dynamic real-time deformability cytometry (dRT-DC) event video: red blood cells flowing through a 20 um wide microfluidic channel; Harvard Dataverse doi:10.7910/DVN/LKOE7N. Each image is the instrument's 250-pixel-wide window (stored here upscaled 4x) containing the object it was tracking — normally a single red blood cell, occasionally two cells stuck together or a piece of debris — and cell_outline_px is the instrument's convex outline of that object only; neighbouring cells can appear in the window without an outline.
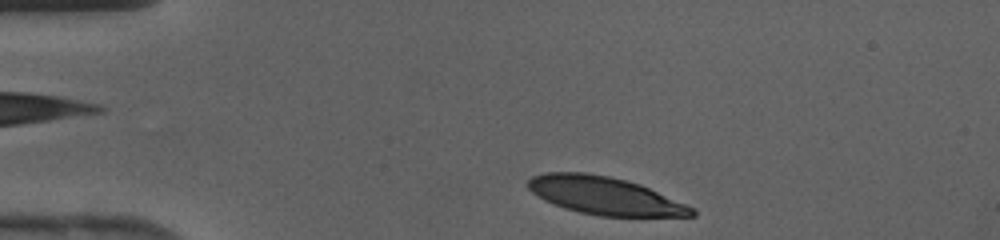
{"species": "human", "species_latin": "Homo sapiens", "temperature_condition": "cold", "stored_images_in_passage": 35, "camera_frame_rate_fps": 3000, "um_per_image_px": 0.085, "donor": {"sex": "female"}, "frame": {"image": 1, "passage_image": 1, "time_ms": 0.0, "image_size_px": [1000, 240], "cell_outline_px": [[696, 216], [600, 216], [580, 212], [564, 208], [544, 200], [532, 192], [528, 188], [528, 180], [532, 176], [544, 172], [584, 172], [608, 176], [640, 184], [696, 208]], "centroid_in_image_um": [51.42, 16.63], "position_along_channel_um": 33.6, "area_um2": 35.95}}
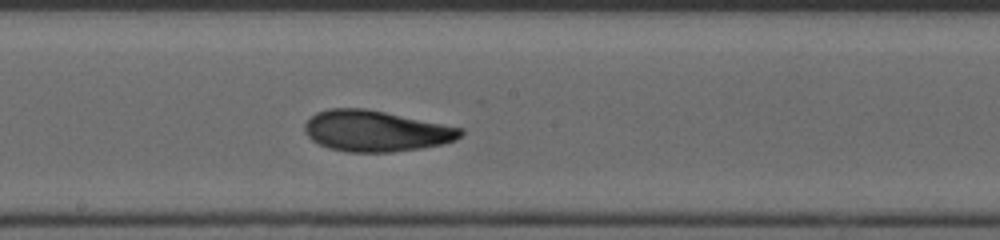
{"frame": {"image": 2, "passage_image": 16, "time_ms": 5.0, "image_size_px": [1000, 240], "cell_outline_px": [[464, 132], [456, 140], [440, 144], [420, 148], [392, 152], [348, 152], [328, 148], [312, 140], [308, 136], [304, 128], [304, 124], [316, 112], [328, 108], [364, 108], [464, 128]], "centroid_in_image_um": [31.93, 11.13], "position_along_channel_um": 216.3, "area_um2": 37.05}}
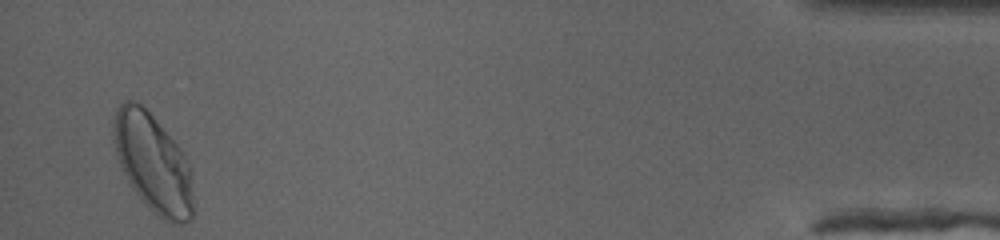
{"frame": {"image": 3, "passage_image": 34, "time_ms": 11.0, "image_size_px": [1000, 240], "cell_outline_px": [[192, 216], [188, 220], [180, 224], [172, 224], [164, 220], [132, 188], [120, 164], [112, 140], [112, 120], [116, 108], [124, 100], [136, 100], [152, 116], [184, 152], [188, 160], [192, 196]], "centroid_in_image_um": [12.97, 13.8], "position_along_channel_um": 422.2, "area_um2": 45.03}}